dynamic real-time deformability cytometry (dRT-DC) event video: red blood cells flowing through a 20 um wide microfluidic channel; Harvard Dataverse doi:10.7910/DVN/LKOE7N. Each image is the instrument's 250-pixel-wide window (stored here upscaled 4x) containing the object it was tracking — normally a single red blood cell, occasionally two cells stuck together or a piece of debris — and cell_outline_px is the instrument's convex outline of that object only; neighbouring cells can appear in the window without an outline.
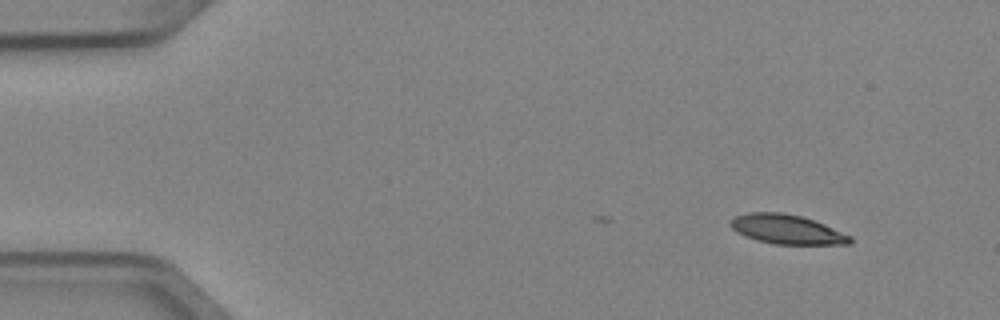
{"species": "Egyptian fruit bat (a non-hibernating species)", "species_latin": "Rousettus aegyptiacus", "temperature_condition": "cold", "stored_images_in_passage": 2, "camera_frame_rate_fps": 3000, "um_per_image_px": 0.085, "animal": {"sex": "female"}, "frame": {"image": 1, "passage_image": 2, "time_ms": 0.333, "image_size_px": [1000, 320], "cell_outline_px": [[852, 244], [776, 244], [756, 240], [744, 236], [736, 232], [728, 224], [728, 220], [736, 216], [748, 212], [784, 212], [800, 216], [824, 224], [852, 236]], "centroid_in_image_um": [66.85, 19.49], "position_along_channel_um": 18.2, "area_um2": 20.58}}